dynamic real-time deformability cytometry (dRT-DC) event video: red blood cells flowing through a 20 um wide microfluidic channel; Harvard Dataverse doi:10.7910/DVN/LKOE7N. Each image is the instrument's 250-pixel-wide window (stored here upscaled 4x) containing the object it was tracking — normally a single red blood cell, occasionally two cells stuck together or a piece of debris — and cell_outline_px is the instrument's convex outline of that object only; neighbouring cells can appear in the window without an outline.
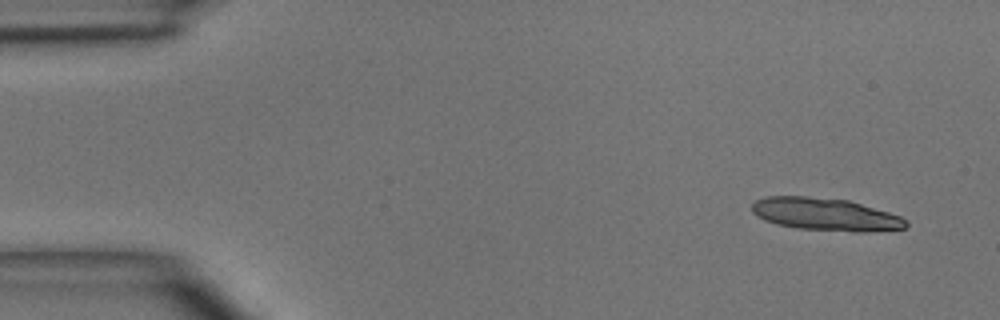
{"species": "common noctule bat (a hibernating species)", "species_latin": "Nyctalus noctula", "temperature_condition": "room temperature", "stored_images_in_passage": 5, "segment_of_instrument_passage": [2, 2], "camera_frame_rate_fps": 3000, "um_per_image_px": 0.085, "animal": {"sex": "male", "body_mass_g": 15.6}, "frame": {"image": 1, "passage_image": 5, "time_ms": 4.667, "image_size_px": [1000, 320], "cell_outline_px": [[908, 224], [904, 228], [864, 232], [852, 232], [796, 228], [776, 224], [764, 220], [756, 216], [752, 212], [752, 204], [756, 200], [764, 196], [808, 196], [848, 200], [888, 212], [900, 216], [908, 220]], "centroid_in_image_um": [70.13, 18.22], "position_along_channel_um": 14.9, "area_um2": 29.36}}